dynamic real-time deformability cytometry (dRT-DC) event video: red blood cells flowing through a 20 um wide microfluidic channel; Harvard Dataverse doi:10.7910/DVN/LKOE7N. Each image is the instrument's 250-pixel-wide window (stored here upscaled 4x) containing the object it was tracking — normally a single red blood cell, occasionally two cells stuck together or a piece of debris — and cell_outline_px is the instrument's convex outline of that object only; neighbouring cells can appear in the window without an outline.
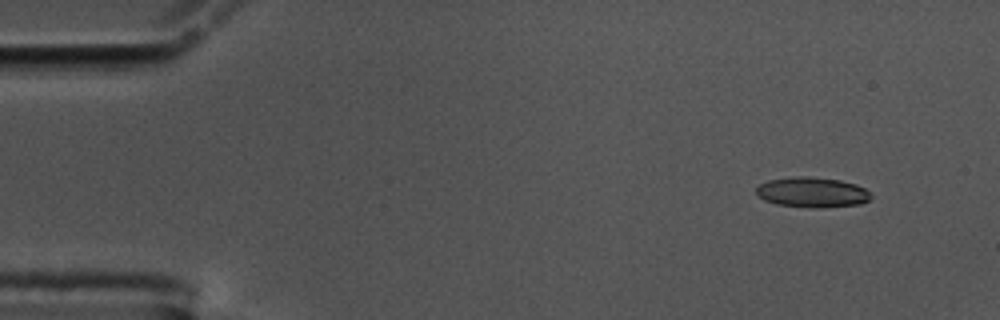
{"species": "common noctule bat (a hibernating species)", "species_latin": "Nyctalus noctula", "temperature_condition": "cold", "stored_images_in_passage": 52, "camera_frame_rate_fps": 3000, "um_per_image_px": 0.085, "animal": {"sex": "male", "body_mass_g": 17.5, "forearm_length_mm": 52.3}, "frame": {"image": 1, "passage_image": 1, "time_ms": 0.0, "image_size_px": [1000, 320], "cell_outline_px": [[872, 196], [868, 200], [860, 204], [816, 208], [776, 204], [764, 200], [756, 192], [756, 188], [760, 184], [768, 180], [796, 176], [808, 176], [840, 180], [856, 184], [864, 188]], "centroid_in_image_um": [69.03, 16.34], "position_along_channel_um": 16.0, "area_um2": 20.06}}
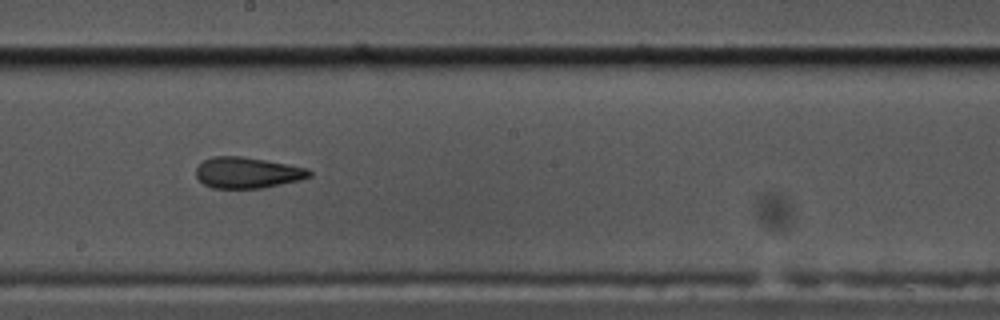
{"frame": {"image": 2, "passage_image": 27, "time_ms": 8.667, "image_size_px": [1000, 320], "cell_outline_px": [[312, 176], [300, 180], [264, 188], [212, 188], [204, 184], [196, 176], [196, 168], [204, 160], [212, 156], [240, 156], [264, 160], [308, 168], [312, 172]], "centroid_in_image_um": [21.04, 14.68], "position_along_channel_um": 227.2, "area_um2": 20.46}}
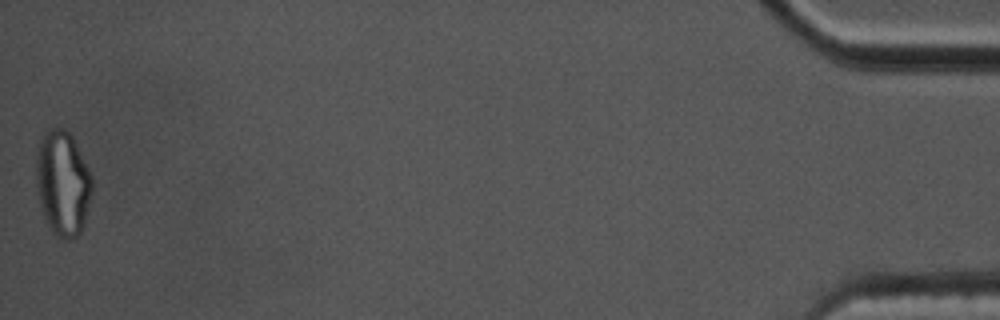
{"frame": {"image": 3, "passage_image": 52, "time_ms": 17.0, "image_size_px": [1000, 320], "cell_outline_px": [[92, 192], [84, 224], [80, 232], [72, 240], [64, 240], [56, 236], [52, 232], [44, 216], [36, 192], [36, 156], [40, 140], [44, 132], [48, 128], [64, 128], [72, 136], [92, 176]], "centroid_in_image_um": [5.32, 15.58], "position_along_channel_um": 429.9, "area_um2": 34.45}, "authors_computed_cell_mechanics": {"area_um2": 21.1259, "velocity_mm_per_s": 3.5855, "shape_relaxation_time_tau1_ms": null, "shape_relaxation_time_tau2_ms": 3.016, "deformation_change_tau1": null, "deformation_change_tau2": 0.1169}}